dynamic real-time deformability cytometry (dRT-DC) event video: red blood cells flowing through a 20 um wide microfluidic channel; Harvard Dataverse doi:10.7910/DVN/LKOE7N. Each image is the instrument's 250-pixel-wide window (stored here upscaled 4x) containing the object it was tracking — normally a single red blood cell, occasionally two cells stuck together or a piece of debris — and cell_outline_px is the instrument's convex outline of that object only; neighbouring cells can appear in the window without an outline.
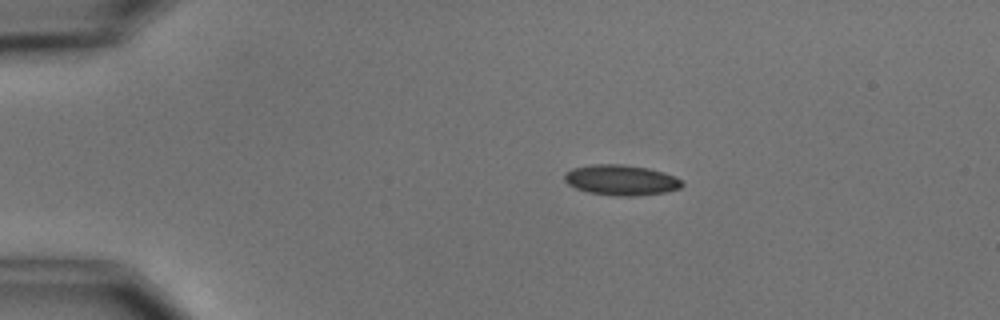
{"species": "common noctule bat (a hibernating species)", "species_latin": "Nyctalus noctula", "temperature_condition": "cold", "stored_images_in_passage": 8, "camera_frame_rate_fps": 3000, "um_per_image_px": 0.085, "animal": {"sex": "male", "body_mass_g": 15.6}, "frame": {"image": 1, "passage_image": 1, "time_ms": 0.0, "image_size_px": [1000, 320], "cell_outline_px": [[684, 184], [680, 188], [668, 192], [632, 196], [616, 196], [588, 192], [576, 188], [568, 184], [564, 180], [564, 172], [572, 168], [592, 164], [620, 164], [648, 168], [664, 172], [676, 176]], "centroid_in_image_um": [52.79, 15.3], "position_along_channel_um": 32.2, "area_um2": 20.98}}
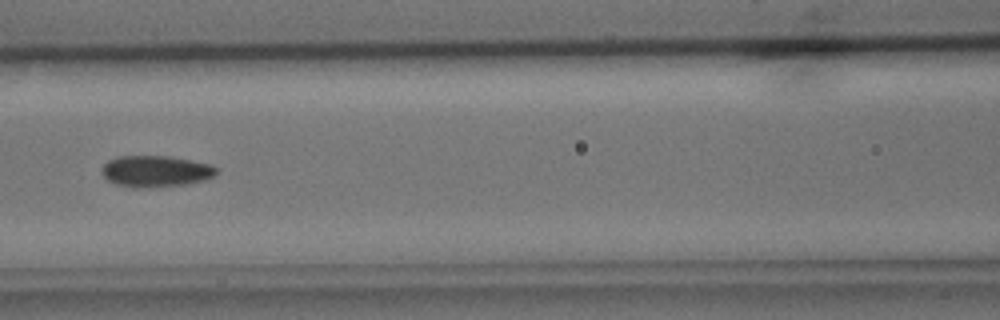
{"frame": {"image": 2, "passage_image": 5, "time_ms": 4.667, "image_size_px": [1000, 320], "cell_outline_px": [[216, 172], [212, 176], [204, 180], [188, 184], [140, 188], [132, 188], [116, 184], [108, 180], [100, 172], [104, 164], [108, 160], [116, 156], [172, 156], [212, 164], [216, 168]], "centroid_in_image_um": [13.21, 14.55], "position_along_channel_um": 153.4, "area_um2": 21.1}}
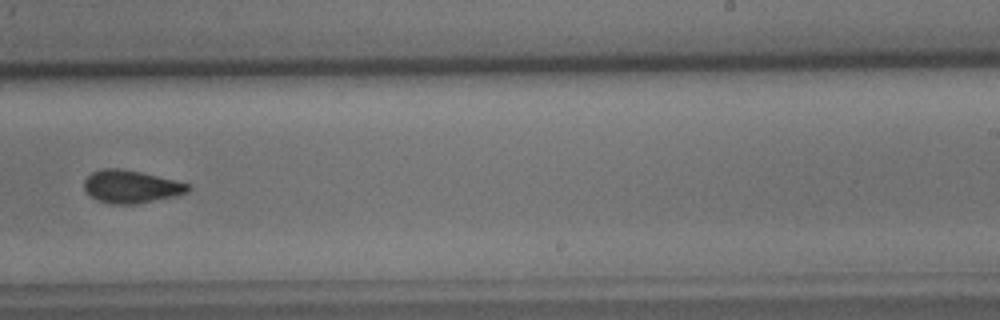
{"frame": {"image": 3, "passage_image": 8, "time_ms": 8.0, "image_size_px": [1000, 320], "cell_outline_px": [[192, 188], [188, 192], [176, 196], [136, 204], [108, 204], [96, 200], [84, 188], [84, 180], [92, 172], [100, 168], [120, 168], [140, 172], [188, 184]], "centroid_in_image_um": [11.12, 15.87], "position_along_channel_um": 277.9, "area_um2": 19.77}}